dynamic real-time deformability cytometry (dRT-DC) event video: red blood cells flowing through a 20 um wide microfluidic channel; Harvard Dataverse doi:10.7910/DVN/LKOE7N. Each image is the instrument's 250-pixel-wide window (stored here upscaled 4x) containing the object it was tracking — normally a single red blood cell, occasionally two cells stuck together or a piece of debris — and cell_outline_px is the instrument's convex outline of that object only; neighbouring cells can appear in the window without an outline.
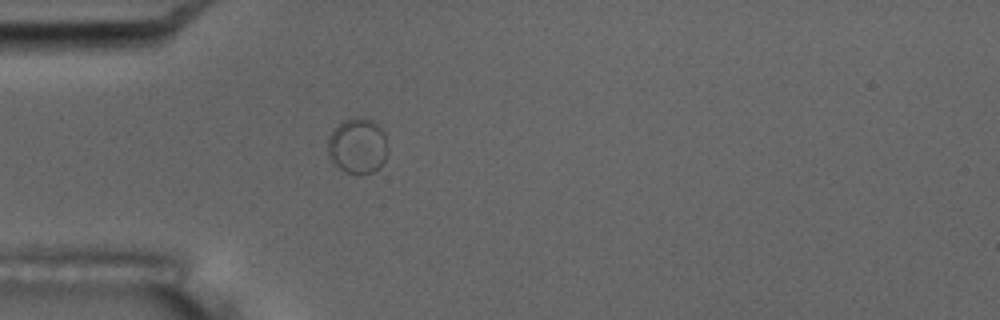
{"species": "common noctule bat (a hibernating species)", "species_latin": "Nyctalus noctula", "temperature_condition": "room temperature", "stored_images_in_passage": 6, "camera_frame_rate_fps": 3000, "um_per_image_px": 0.085, "animal": {"sex": "male", "body_mass_g": 17.5, "forearm_length_mm": 52.3}, "frame": {"image": 1, "passage_image": 6, "time_ms": 5.667, "image_size_px": [1000, 320], "cell_outline_px": [[388, 152], [384, 160], [372, 172], [356, 176], [344, 172], [332, 164], [328, 156], [328, 136], [344, 120], [360, 116], [372, 120], [384, 132], [388, 148]], "centroid_in_image_um": [30.38, 12.43], "position_along_channel_um": 54.6, "area_um2": 19.65}}